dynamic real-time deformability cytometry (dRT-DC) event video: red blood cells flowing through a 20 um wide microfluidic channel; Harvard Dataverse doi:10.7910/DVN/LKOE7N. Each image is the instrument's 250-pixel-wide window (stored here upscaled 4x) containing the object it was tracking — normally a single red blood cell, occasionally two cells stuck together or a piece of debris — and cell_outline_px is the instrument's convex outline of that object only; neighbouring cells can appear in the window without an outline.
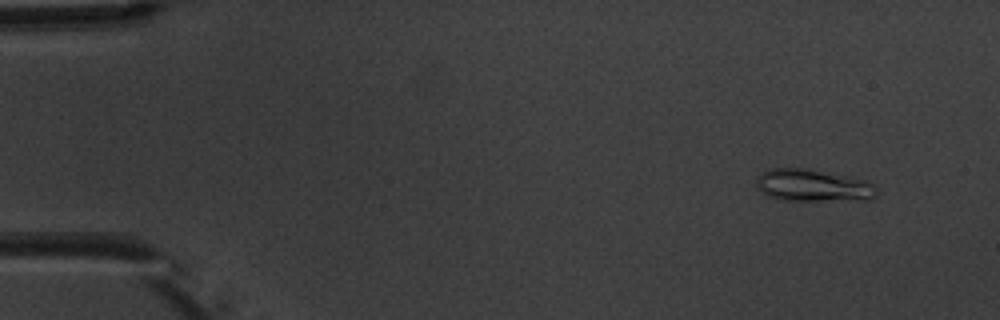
{"species": "common noctule bat (a hibernating species)", "species_latin": "Nyctalus noctula", "temperature_condition": "warm", "stored_images_in_passage": 7, "camera_frame_rate_fps": 3000, "um_per_image_px": 0.085, "animal": {"sex": "male", "body_mass_g": 20.1, "forearm_length_mm": 53.5}, "frame": {"image": 1, "passage_image": 2, "time_ms": 1.333, "image_size_px": [1000, 320], "cell_outline_px": [[876, 196], [868, 200], [784, 200], [768, 196], [756, 188], [756, 180], [764, 172], [772, 168], [808, 168], [868, 180], [876, 184]], "centroid_in_image_um": [69.15, 15.76], "position_along_channel_um": 15.8, "area_um2": 22.72}}
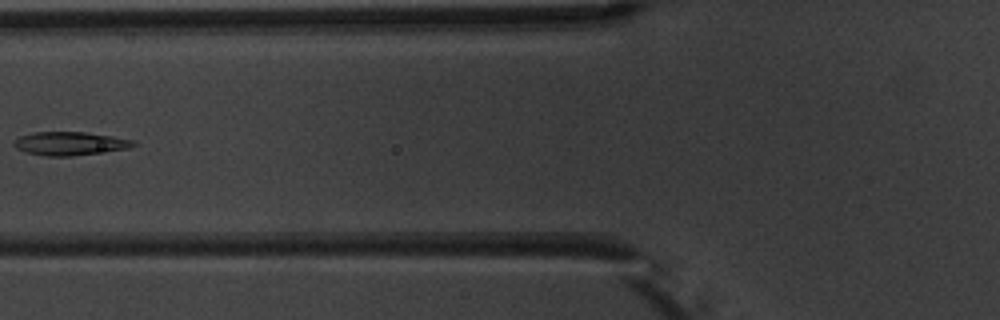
{"frame": {"image": 2, "passage_image": 7, "time_ms": 7.0, "image_size_px": [1000, 320], "cell_outline_px": [[136, 144], [128, 148], [72, 156], [44, 156], [24, 152], [16, 148], [12, 144], [12, 140], [20, 136], [32, 132], [84, 132], [112, 136], [132, 140]], "centroid_in_image_um": [5.85, 12.2], "position_along_channel_um": 120.0, "area_um2": 16.3}}